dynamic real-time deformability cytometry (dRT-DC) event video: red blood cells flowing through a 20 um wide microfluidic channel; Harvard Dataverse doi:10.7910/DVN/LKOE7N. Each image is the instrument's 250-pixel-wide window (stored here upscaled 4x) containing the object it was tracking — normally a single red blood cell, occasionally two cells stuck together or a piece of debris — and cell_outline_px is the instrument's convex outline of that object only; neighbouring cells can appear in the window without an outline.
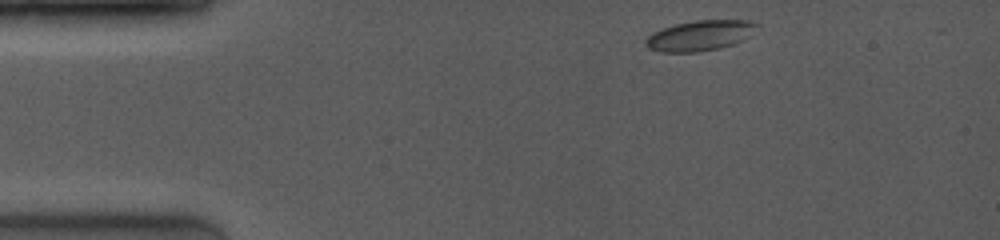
{"species": "common noctule bat (a hibernating species)", "species_latin": "Nyctalus noctula", "temperature_condition": "room temperature", "stored_images_in_passage": 7, "camera_frame_rate_fps": 4000, "um_per_image_px": 0.085, "animal": {"sex": "female", "body_mass_g": 19.0, "forearm_length_mm": 53.3}, "frame": {"image": 1, "passage_image": 1, "time_ms": 0.0, "image_size_px": [1000, 240], "cell_outline_px": [[760, 24], [752, 36], [732, 44], [720, 48], [696, 52], [660, 52], [648, 48], [644, 44], [644, 40], [652, 32], [676, 24], [696, 20], [748, 20]], "centroid_in_image_um": [59.51, 3.02], "position_along_channel_um": 25.5, "area_um2": 19.83}}
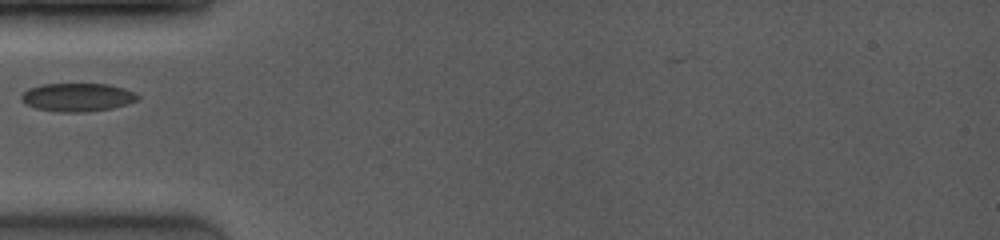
{"frame": {"image": 2, "passage_image": 6, "time_ms": 3.0, "image_size_px": [1000, 240], "cell_outline_px": [[140, 96], [136, 100], [128, 104], [112, 108], [84, 112], [60, 112], [36, 108], [20, 100], [20, 96], [28, 88], [40, 84], [108, 84], [124, 88], [136, 92]], "centroid_in_image_um": [6.59, 8.26], "position_along_channel_um": 78.4, "area_um2": 19.25}}